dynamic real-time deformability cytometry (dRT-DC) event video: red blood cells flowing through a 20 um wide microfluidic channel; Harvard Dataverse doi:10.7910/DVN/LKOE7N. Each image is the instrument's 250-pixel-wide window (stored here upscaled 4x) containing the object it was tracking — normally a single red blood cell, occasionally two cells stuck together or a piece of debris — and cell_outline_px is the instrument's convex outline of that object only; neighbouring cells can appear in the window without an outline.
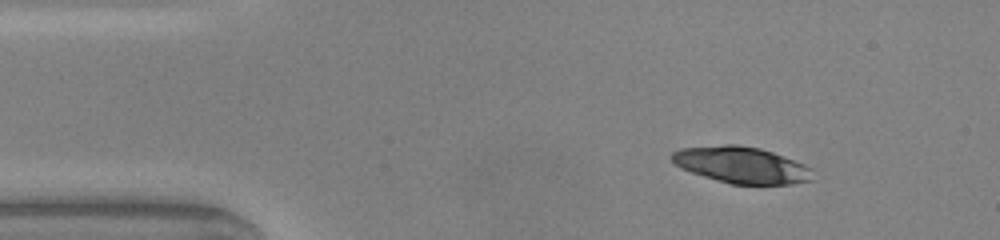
{"species": "common noctule bat (a hibernating species)", "species_latin": "Nyctalus noctula", "temperature_condition": "warm", "stored_images_in_passage": 43, "camera_frame_rate_fps": 3000, "um_per_image_px": 0.085, "animal": {"sex": "male", "body_mass_g": 20.0, "forearm_length_mm": 53.3}, "frame": {"image": 1, "passage_image": 1, "time_ms": 0.0, "image_size_px": [1000, 240], "cell_outline_px": [[812, 180], [792, 184], [732, 184], [704, 176], [680, 168], [668, 156], [672, 152], [680, 148], [724, 144], [736, 144], [760, 148], [772, 152], [804, 164], [812, 168]], "centroid_in_image_um": [63.0, 14.01], "position_along_channel_um": 22.0, "area_um2": 29.88}}